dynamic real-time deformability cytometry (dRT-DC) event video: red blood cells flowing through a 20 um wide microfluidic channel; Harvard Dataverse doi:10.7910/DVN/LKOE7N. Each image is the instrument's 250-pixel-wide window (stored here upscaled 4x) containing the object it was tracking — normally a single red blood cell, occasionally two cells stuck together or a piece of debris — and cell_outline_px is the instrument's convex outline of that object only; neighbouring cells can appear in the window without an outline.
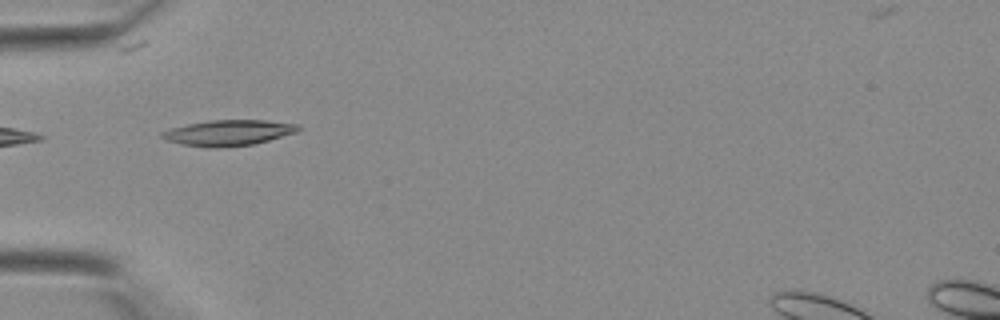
{"species": "Egyptian fruit bat (a non-hibernating species)", "species_latin": "Rousettus aegyptiacus", "temperature_condition": "warm", "stored_images_in_passage": 28, "camera_frame_rate_fps": 3000, "um_per_image_px": 0.085, "animal": {"sex": "female"}, "frame": {"image": 1, "passage_image": 1, "time_ms": 0.0, "image_size_px": [1000, 320], "cell_outline_px": [[300, 128], [296, 132], [268, 140], [252, 144], [216, 148], [212, 148], [184, 144], [168, 140], [160, 136], [160, 132], [172, 128], [188, 124], [208, 120], [264, 120], [300, 124]], "centroid_in_image_um": [19.42, 11.27], "position_along_channel_um": 65.6, "area_um2": 20.11}}
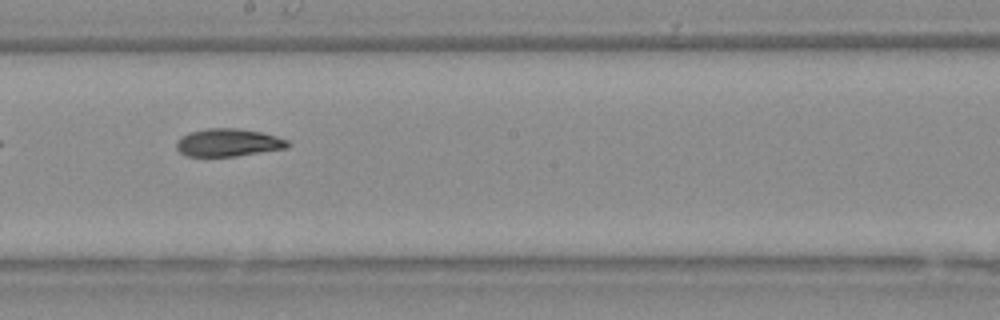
{"frame": {"image": 2, "passage_image": 11, "time_ms": 3.333, "image_size_px": [1000, 320], "cell_outline_px": [[288, 148], [236, 156], [188, 156], [180, 152], [176, 148], [176, 140], [192, 132], [208, 128], [236, 128], [260, 132], [276, 136], [288, 140]], "centroid_in_image_um": [19.41, 12.12], "position_along_channel_um": 228.8, "area_um2": 17.8}}
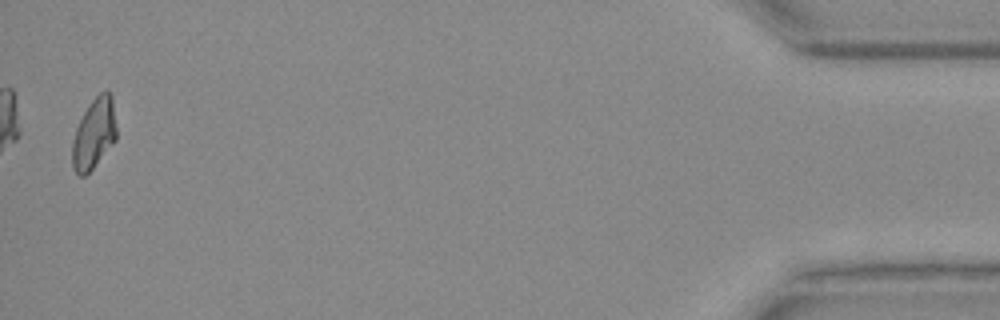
{"frame": {"image": 3, "passage_image": 28, "time_ms": 9.0, "image_size_px": [1000, 320], "cell_outline_px": [[116, 140], [92, 168], [84, 176], [80, 176], [72, 168], [72, 140], [76, 128], [84, 112], [92, 100], [100, 92], [108, 92], [112, 96], [116, 128]], "centroid_in_image_um": [7.98, 11.37], "position_along_channel_um": 427.2, "area_um2": 17.92}}